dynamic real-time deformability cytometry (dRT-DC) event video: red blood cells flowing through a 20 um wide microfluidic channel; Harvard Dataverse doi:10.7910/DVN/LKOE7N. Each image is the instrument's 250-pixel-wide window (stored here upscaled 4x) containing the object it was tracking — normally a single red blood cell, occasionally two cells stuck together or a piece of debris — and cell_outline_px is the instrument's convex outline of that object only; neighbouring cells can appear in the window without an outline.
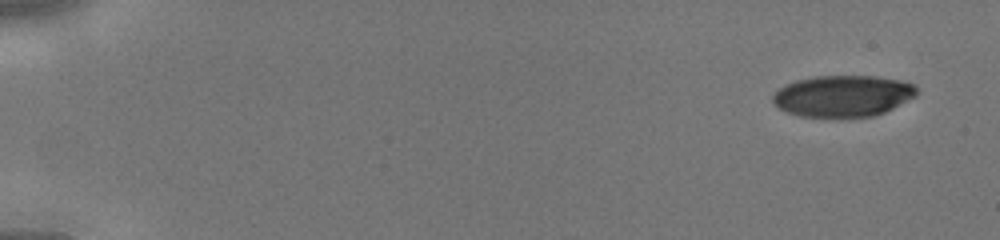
{"species": "human", "species_latin": "Homo sapiens", "temperature_condition": "cold", "stored_images_in_passage": 43, "camera_frame_rate_fps": 3000, "um_per_image_px": 0.085, "donor": {"sex": "male"}, "frame": {"image": 1, "passage_image": 1, "time_ms": 0.0, "image_size_px": [1000, 240], "cell_outline_px": [[916, 96], [884, 112], [872, 116], [800, 116], [788, 112], [780, 108], [772, 100], [772, 96], [784, 84], [796, 80], [816, 76], [876, 76], [900, 80], [912, 84], [916, 88]], "centroid_in_image_um": [71.64, 8.14], "position_along_channel_um": 13.4, "area_um2": 34.28}}
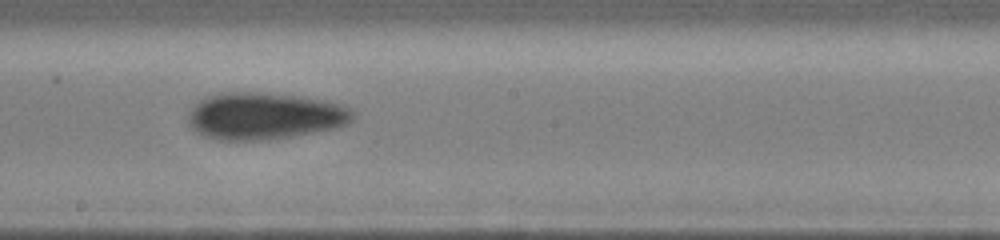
{"frame": {"image": 2, "passage_image": 25, "time_ms": 8.0, "image_size_px": [1000, 240], "cell_outline_px": [[356, 116], [348, 124], [340, 128], [292, 136], [260, 140], [220, 140], [204, 136], [196, 132], [188, 124], [188, 116], [192, 108], [204, 96], [216, 92], [256, 92], [292, 96], [324, 100], [340, 104], [356, 112]], "centroid_in_image_um": [22.49, 9.86], "position_along_channel_um": 225.7, "area_um2": 45.26}}
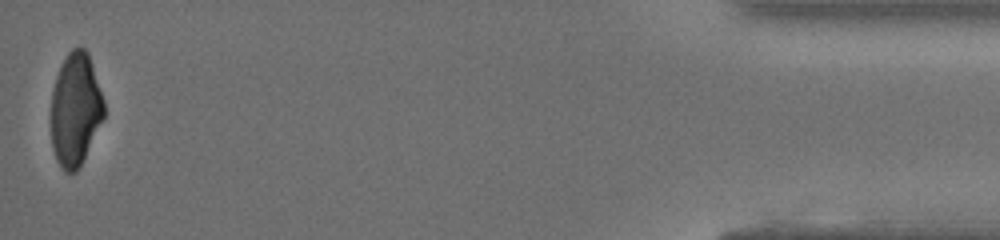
{"frame": {"image": 3, "passage_image": 43, "time_ms": 14.0, "image_size_px": [1000, 240], "cell_outline_px": [[104, 116], [76, 172], [64, 172], [56, 160], [52, 148], [52, 92], [56, 76], [68, 52], [72, 48], [84, 48], [88, 52], [104, 100]], "centroid_in_image_um": [6.4, 9.29], "position_along_channel_um": 428.8, "area_um2": 34.28}}